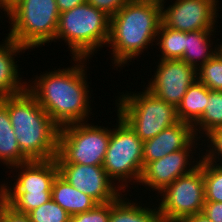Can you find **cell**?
<instances>
[{
  "label": "cell",
  "mask_w": 222,
  "mask_h": 222,
  "mask_svg": "<svg viewBox=\"0 0 222 222\" xmlns=\"http://www.w3.org/2000/svg\"><path fill=\"white\" fill-rule=\"evenodd\" d=\"M87 60L89 61L87 58H72L73 65L70 67L57 70L55 67L54 71L41 72L27 83V90L60 128L73 123L89 122L91 118V91L88 85L91 83L87 80Z\"/></svg>",
  "instance_id": "cell-1"
},
{
  "label": "cell",
  "mask_w": 222,
  "mask_h": 222,
  "mask_svg": "<svg viewBox=\"0 0 222 222\" xmlns=\"http://www.w3.org/2000/svg\"><path fill=\"white\" fill-rule=\"evenodd\" d=\"M162 23L161 0H131L112 17L106 47L111 48L112 66L118 70L155 45ZM145 49V50H144ZM133 58V59H132ZM130 61V62H129Z\"/></svg>",
  "instance_id": "cell-2"
},
{
  "label": "cell",
  "mask_w": 222,
  "mask_h": 222,
  "mask_svg": "<svg viewBox=\"0 0 222 222\" xmlns=\"http://www.w3.org/2000/svg\"><path fill=\"white\" fill-rule=\"evenodd\" d=\"M9 118L21 152L30 160L55 159L60 127L26 89L7 97Z\"/></svg>",
  "instance_id": "cell-3"
},
{
  "label": "cell",
  "mask_w": 222,
  "mask_h": 222,
  "mask_svg": "<svg viewBox=\"0 0 222 222\" xmlns=\"http://www.w3.org/2000/svg\"><path fill=\"white\" fill-rule=\"evenodd\" d=\"M109 33L110 16L85 2L60 13L54 42L65 41L71 58L92 59L107 46Z\"/></svg>",
  "instance_id": "cell-4"
},
{
  "label": "cell",
  "mask_w": 222,
  "mask_h": 222,
  "mask_svg": "<svg viewBox=\"0 0 222 222\" xmlns=\"http://www.w3.org/2000/svg\"><path fill=\"white\" fill-rule=\"evenodd\" d=\"M3 12L10 20L7 35L28 51L55 40L60 16L56 0H13Z\"/></svg>",
  "instance_id": "cell-5"
},
{
  "label": "cell",
  "mask_w": 222,
  "mask_h": 222,
  "mask_svg": "<svg viewBox=\"0 0 222 222\" xmlns=\"http://www.w3.org/2000/svg\"><path fill=\"white\" fill-rule=\"evenodd\" d=\"M16 181L0 184V196L16 212L28 214L52 199V184L59 173L55 159L32 160L10 167ZM13 185V186H12Z\"/></svg>",
  "instance_id": "cell-6"
},
{
  "label": "cell",
  "mask_w": 222,
  "mask_h": 222,
  "mask_svg": "<svg viewBox=\"0 0 222 222\" xmlns=\"http://www.w3.org/2000/svg\"><path fill=\"white\" fill-rule=\"evenodd\" d=\"M137 93L121 92L115 100L117 113L135 134L146 141L179 122L177 108L152 94L148 89Z\"/></svg>",
  "instance_id": "cell-7"
},
{
  "label": "cell",
  "mask_w": 222,
  "mask_h": 222,
  "mask_svg": "<svg viewBox=\"0 0 222 222\" xmlns=\"http://www.w3.org/2000/svg\"><path fill=\"white\" fill-rule=\"evenodd\" d=\"M116 126L111 128L108 148L102 167L109 178L125 193V189L138 184L143 170V141L118 114ZM118 124V125H117ZM118 181V182H116ZM129 183V184H128ZM119 184V185H118Z\"/></svg>",
  "instance_id": "cell-8"
},
{
  "label": "cell",
  "mask_w": 222,
  "mask_h": 222,
  "mask_svg": "<svg viewBox=\"0 0 222 222\" xmlns=\"http://www.w3.org/2000/svg\"><path fill=\"white\" fill-rule=\"evenodd\" d=\"M110 135V127L88 121L63 126L59 131L58 154L69 164L102 166Z\"/></svg>",
  "instance_id": "cell-9"
},
{
  "label": "cell",
  "mask_w": 222,
  "mask_h": 222,
  "mask_svg": "<svg viewBox=\"0 0 222 222\" xmlns=\"http://www.w3.org/2000/svg\"><path fill=\"white\" fill-rule=\"evenodd\" d=\"M158 210L162 222H181L185 217L200 213L205 200L203 159L190 173L180 176L158 193ZM161 201V202H160Z\"/></svg>",
  "instance_id": "cell-10"
},
{
  "label": "cell",
  "mask_w": 222,
  "mask_h": 222,
  "mask_svg": "<svg viewBox=\"0 0 222 222\" xmlns=\"http://www.w3.org/2000/svg\"><path fill=\"white\" fill-rule=\"evenodd\" d=\"M200 140L195 137L185 148L172 152L161 159L146 163L137 185H143L150 192L156 191V194L180 176L190 173L200 162L201 153L199 152L203 151L200 148L202 147V144H199ZM198 145L199 152L195 150ZM193 154L195 156L197 154V158Z\"/></svg>",
  "instance_id": "cell-11"
},
{
  "label": "cell",
  "mask_w": 222,
  "mask_h": 222,
  "mask_svg": "<svg viewBox=\"0 0 222 222\" xmlns=\"http://www.w3.org/2000/svg\"><path fill=\"white\" fill-rule=\"evenodd\" d=\"M166 1L161 0L162 23L166 27L183 32L217 30L221 9L217 0H174L165 7Z\"/></svg>",
  "instance_id": "cell-12"
},
{
  "label": "cell",
  "mask_w": 222,
  "mask_h": 222,
  "mask_svg": "<svg viewBox=\"0 0 222 222\" xmlns=\"http://www.w3.org/2000/svg\"><path fill=\"white\" fill-rule=\"evenodd\" d=\"M55 160L59 174L71 186L90 196L98 204L115 201L123 194L102 166L69 164L59 154Z\"/></svg>",
  "instance_id": "cell-13"
},
{
  "label": "cell",
  "mask_w": 222,
  "mask_h": 222,
  "mask_svg": "<svg viewBox=\"0 0 222 222\" xmlns=\"http://www.w3.org/2000/svg\"><path fill=\"white\" fill-rule=\"evenodd\" d=\"M158 62L154 75L148 81L147 87H144L177 108L188 87L197 80L196 69L181 59H164Z\"/></svg>",
  "instance_id": "cell-14"
},
{
  "label": "cell",
  "mask_w": 222,
  "mask_h": 222,
  "mask_svg": "<svg viewBox=\"0 0 222 222\" xmlns=\"http://www.w3.org/2000/svg\"><path fill=\"white\" fill-rule=\"evenodd\" d=\"M193 126L179 121L155 137L143 141V166L185 148L194 138Z\"/></svg>",
  "instance_id": "cell-15"
},
{
  "label": "cell",
  "mask_w": 222,
  "mask_h": 222,
  "mask_svg": "<svg viewBox=\"0 0 222 222\" xmlns=\"http://www.w3.org/2000/svg\"><path fill=\"white\" fill-rule=\"evenodd\" d=\"M3 41L0 43V99L22 93L27 89V79L23 82L19 66L16 64L18 59L15 58L28 49L8 35Z\"/></svg>",
  "instance_id": "cell-16"
},
{
  "label": "cell",
  "mask_w": 222,
  "mask_h": 222,
  "mask_svg": "<svg viewBox=\"0 0 222 222\" xmlns=\"http://www.w3.org/2000/svg\"><path fill=\"white\" fill-rule=\"evenodd\" d=\"M215 30H201L185 32L184 54L181 60L196 70L218 53L219 44L213 47ZM214 35V37H212Z\"/></svg>",
  "instance_id": "cell-17"
},
{
  "label": "cell",
  "mask_w": 222,
  "mask_h": 222,
  "mask_svg": "<svg viewBox=\"0 0 222 222\" xmlns=\"http://www.w3.org/2000/svg\"><path fill=\"white\" fill-rule=\"evenodd\" d=\"M30 161L20 150L7 109V97L0 99V163L8 169Z\"/></svg>",
  "instance_id": "cell-18"
},
{
  "label": "cell",
  "mask_w": 222,
  "mask_h": 222,
  "mask_svg": "<svg viewBox=\"0 0 222 222\" xmlns=\"http://www.w3.org/2000/svg\"><path fill=\"white\" fill-rule=\"evenodd\" d=\"M52 199L70 216L87 212L98 204L93 198L71 186L59 173L52 184Z\"/></svg>",
  "instance_id": "cell-19"
},
{
  "label": "cell",
  "mask_w": 222,
  "mask_h": 222,
  "mask_svg": "<svg viewBox=\"0 0 222 222\" xmlns=\"http://www.w3.org/2000/svg\"><path fill=\"white\" fill-rule=\"evenodd\" d=\"M134 201L127 198L126 193L111 201L109 222H162L157 206L149 208L151 205L142 206L137 199Z\"/></svg>",
  "instance_id": "cell-20"
},
{
  "label": "cell",
  "mask_w": 222,
  "mask_h": 222,
  "mask_svg": "<svg viewBox=\"0 0 222 222\" xmlns=\"http://www.w3.org/2000/svg\"><path fill=\"white\" fill-rule=\"evenodd\" d=\"M207 101L208 88L196 80L188 87L180 105L177 107L179 120L194 126L202 117Z\"/></svg>",
  "instance_id": "cell-21"
},
{
  "label": "cell",
  "mask_w": 222,
  "mask_h": 222,
  "mask_svg": "<svg viewBox=\"0 0 222 222\" xmlns=\"http://www.w3.org/2000/svg\"><path fill=\"white\" fill-rule=\"evenodd\" d=\"M222 127V91L208 88V101L200 120L193 126L196 138H202L214 128ZM199 132V133H198Z\"/></svg>",
  "instance_id": "cell-22"
},
{
  "label": "cell",
  "mask_w": 222,
  "mask_h": 222,
  "mask_svg": "<svg viewBox=\"0 0 222 222\" xmlns=\"http://www.w3.org/2000/svg\"><path fill=\"white\" fill-rule=\"evenodd\" d=\"M155 45L159 46L161 57L164 59H182L185 47V32L173 30L161 23L156 36Z\"/></svg>",
  "instance_id": "cell-23"
},
{
  "label": "cell",
  "mask_w": 222,
  "mask_h": 222,
  "mask_svg": "<svg viewBox=\"0 0 222 222\" xmlns=\"http://www.w3.org/2000/svg\"><path fill=\"white\" fill-rule=\"evenodd\" d=\"M206 202H222V166L203 159Z\"/></svg>",
  "instance_id": "cell-24"
},
{
  "label": "cell",
  "mask_w": 222,
  "mask_h": 222,
  "mask_svg": "<svg viewBox=\"0 0 222 222\" xmlns=\"http://www.w3.org/2000/svg\"><path fill=\"white\" fill-rule=\"evenodd\" d=\"M196 72L197 81L212 91H222V57L218 53Z\"/></svg>",
  "instance_id": "cell-25"
},
{
  "label": "cell",
  "mask_w": 222,
  "mask_h": 222,
  "mask_svg": "<svg viewBox=\"0 0 222 222\" xmlns=\"http://www.w3.org/2000/svg\"><path fill=\"white\" fill-rule=\"evenodd\" d=\"M31 222H69L70 215L51 199L28 213Z\"/></svg>",
  "instance_id": "cell-26"
},
{
  "label": "cell",
  "mask_w": 222,
  "mask_h": 222,
  "mask_svg": "<svg viewBox=\"0 0 222 222\" xmlns=\"http://www.w3.org/2000/svg\"><path fill=\"white\" fill-rule=\"evenodd\" d=\"M201 142L202 145L205 143V146L202 147V149L207 147L206 149H203L206 150L205 152H201V158L206 159L208 162L213 164L222 166V127L211 130L203 137Z\"/></svg>",
  "instance_id": "cell-27"
},
{
  "label": "cell",
  "mask_w": 222,
  "mask_h": 222,
  "mask_svg": "<svg viewBox=\"0 0 222 222\" xmlns=\"http://www.w3.org/2000/svg\"><path fill=\"white\" fill-rule=\"evenodd\" d=\"M111 202L97 204L93 209L70 216L69 222H109Z\"/></svg>",
  "instance_id": "cell-28"
},
{
  "label": "cell",
  "mask_w": 222,
  "mask_h": 222,
  "mask_svg": "<svg viewBox=\"0 0 222 222\" xmlns=\"http://www.w3.org/2000/svg\"><path fill=\"white\" fill-rule=\"evenodd\" d=\"M131 0H86L90 5L105 12L108 16L115 15L122 6Z\"/></svg>",
  "instance_id": "cell-29"
},
{
  "label": "cell",
  "mask_w": 222,
  "mask_h": 222,
  "mask_svg": "<svg viewBox=\"0 0 222 222\" xmlns=\"http://www.w3.org/2000/svg\"><path fill=\"white\" fill-rule=\"evenodd\" d=\"M0 219L3 222H31L28 214L16 212L0 196Z\"/></svg>",
  "instance_id": "cell-30"
},
{
  "label": "cell",
  "mask_w": 222,
  "mask_h": 222,
  "mask_svg": "<svg viewBox=\"0 0 222 222\" xmlns=\"http://www.w3.org/2000/svg\"><path fill=\"white\" fill-rule=\"evenodd\" d=\"M202 213L213 222H222V202H205Z\"/></svg>",
  "instance_id": "cell-31"
},
{
  "label": "cell",
  "mask_w": 222,
  "mask_h": 222,
  "mask_svg": "<svg viewBox=\"0 0 222 222\" xmlns=\"http://www.w3.org/2000/svg\"><path fill=\"white\" fill-rule=\"evenodd\" d=\"M86 0H56V4L60 13L71 10L76 6L82 5Z\"/></svg>",
  "instance_id": "cell-32"
},
{
  "label": "cell",
  "mask_w": 222,
  "mask_h": 222,
  "mask_svg": "<svg viewBox=\"0 0 222 222\" xmlns=\"http://www.w3.org/2000/svg\"><path fill=\"white\" fill-rule=\"evenodd\" d=\"M181 222H213L204 213H196L194 215L185 217Z\"/></svg>",
  "instance_id": "cell-33"
},
{
  "label": "cell",
  "mask_w": 222,
  "mask_h": 222,
  "mask_svg": "<svg viewBox=\"0 0 222 222\" xmlns=\"http://www.w3.org/2000/svg\"><path fill=\"white\" fill-rule=\"evenodd\" d=\"M13 0H0V9L3 10L7 5H9Z\"/></svg>",
  "instance_id": "cell-34"
},
{
  "label": "cell",
  "mask_w": 222,
  "mask_h": 222,
  "mask_svg": "<svg viewBox=\"0 0 222 222\" xmlns=\"http://www.w3.org/2000/svg\"><path fill=\"white\" fill-rule=\"evenodd\" d=\"M218 54L222 57V41L221 44L218 46Z\"/></svg>",
  "instance_id": "cell-35"
}]
</instances>
